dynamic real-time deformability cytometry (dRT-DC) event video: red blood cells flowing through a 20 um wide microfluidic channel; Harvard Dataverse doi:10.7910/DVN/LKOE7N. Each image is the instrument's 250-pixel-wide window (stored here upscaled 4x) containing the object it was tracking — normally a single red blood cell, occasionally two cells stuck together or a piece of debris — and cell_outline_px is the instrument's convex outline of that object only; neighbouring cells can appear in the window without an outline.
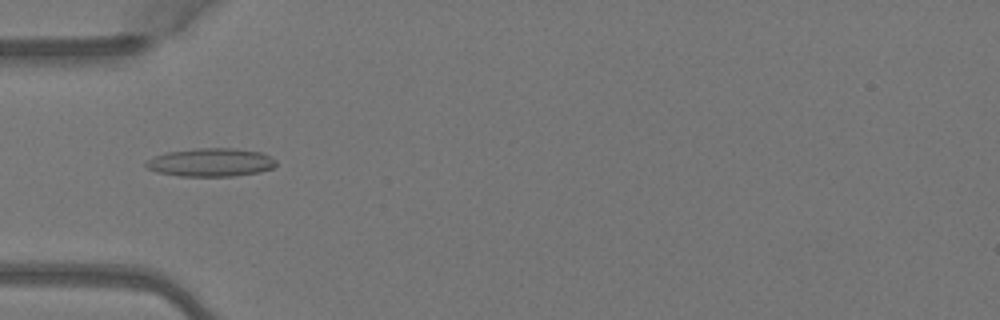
{"species": "Egyptian fruit bat (a non-hibernating species)", "species_latin": "Rousettus aegyptiacus", "temperature_condition": "warm", "stored_images_in_passage": 4, "camera_frame_rate_fps": 3000, "um_per_image_px": 0.085, "animal": {"sex": "female"}, "frame": {"image": 1, "passage_image": 4, "time_ms": 1.0, "image_size_px": [1000, 320], "cell_outline_px": [[276, 164], [272, 168], [260, 172], [232, 176], [180, 176], [156, 172], [148, 168], [144, 164], [144, 160], [164, 152], [196, 148], [232, 148], [260, 152], [276, 160]], "centroid_in_image_um": [17.86, 13.8], "position_along_channel_um": 67.1, "area_um2": 21.56}}